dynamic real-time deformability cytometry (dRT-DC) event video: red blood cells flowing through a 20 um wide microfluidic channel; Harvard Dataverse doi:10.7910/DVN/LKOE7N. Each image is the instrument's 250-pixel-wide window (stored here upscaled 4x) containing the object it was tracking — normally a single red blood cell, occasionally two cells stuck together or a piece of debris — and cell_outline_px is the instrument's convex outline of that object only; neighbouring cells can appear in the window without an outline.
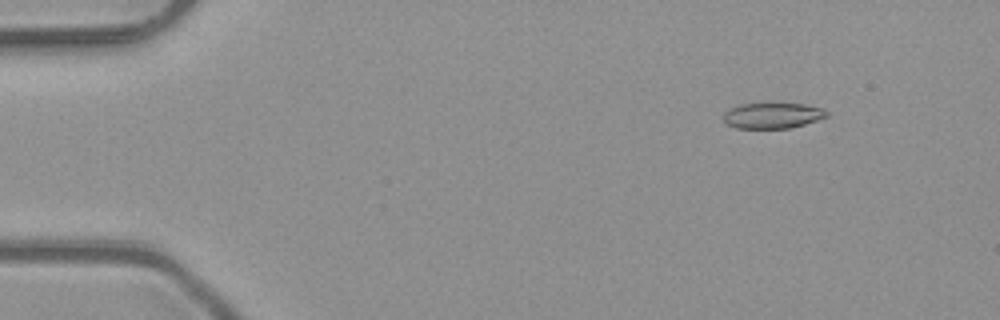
{"species": "common noctule bat (a hibernating species)", "species_latin": "Nyctalus noctula", "temperature_condition": "room temperature", "stored_images_in_passage": 51, "camera_frame_rate_fps": 3000, "um_per_image_px": 0.085, "animal": {"sex": "male", "body_mass_g": 23.1, "forearm_length_mm": 52.7}, "frame": {"image": 1, "passage_image": 6, "time_ms": 1.667, "image_size_px": [1000, 320], "cell_outline_px": [[828, 116], [804, 124], [788, 128], [736, 128], [728, 124], [724, 120], [724, 112], [740, 104], [804, 104], [820, 108], [828, 112]], "centroid_in_image_um": [65.66, 9.83], "position_along_channel_um": 19.3, "area_um2": 15.09}}
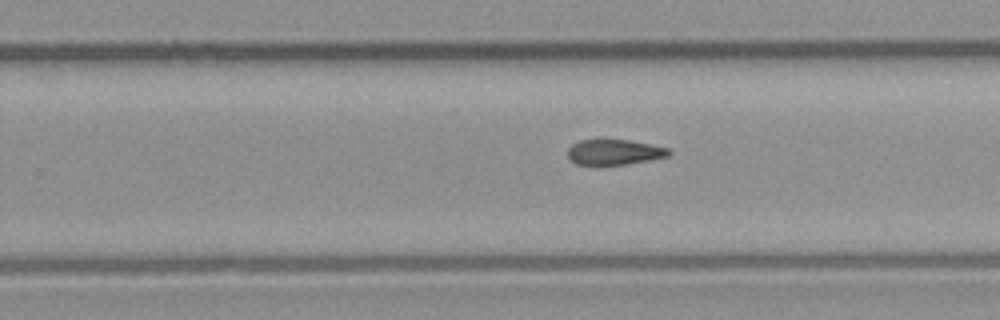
{"frame": {"image": 2, "passage_image": 32, "time_ms": 10.333, "image_size_px": [1000, 320], "cell_outline_px": [[672, 152], [668, 156], [648, 160], [624, 164], [576, 164], [568, 160], [568, 148], [572, 144], [580, 140], [628, 140], [668, 148]], "centroid_in_image_um": [52.18, 12.93], "position_along_channel_um": 277.6, "area_um2": 14.68}}
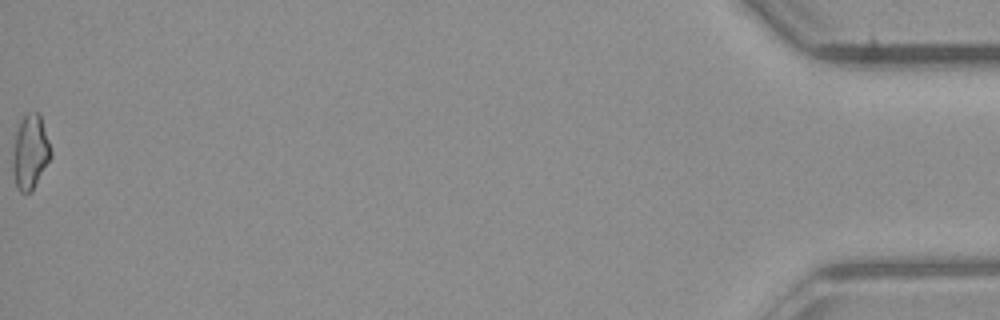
{"frame": {"image": 3, "passage_image": 51, "time_ms": 16.667, "image_size_px": [1000, 320], "cell_outline_px": [[52, 156], [32, 188], [28, 192], [20, 192], [16, 184], [12, 172], [12, 152], [16, 132], [20, 120], [28, 112], [40, 112], [52, 152]], "centroid_in_image_um": [2.56, 12.86], "position_along_channel_um": 432.6, "area_um2": 16.42}}